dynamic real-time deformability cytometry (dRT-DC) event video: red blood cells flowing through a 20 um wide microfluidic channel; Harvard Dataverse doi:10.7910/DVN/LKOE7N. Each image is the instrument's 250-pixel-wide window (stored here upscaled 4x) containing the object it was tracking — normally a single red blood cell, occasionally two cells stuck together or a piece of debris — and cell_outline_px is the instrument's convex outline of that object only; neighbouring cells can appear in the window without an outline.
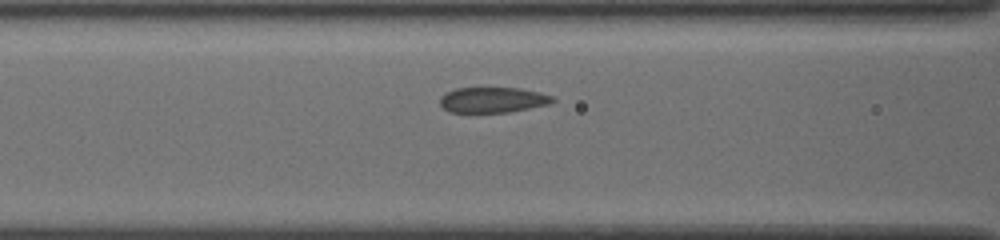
{"species": "common noctule bat (a hibernating species)", "species_latin": "Nyctalus noctula", "temperature_condition": "cold", "stored_images_in_passage": 13, "camera_frame_rate_fps": 3000, "um_per_image_px": 0.085, "animal": {"sex": "female", "body_mass_g": 19.5, "forearm_length_mm": 54.1}, "frame": {"image": 1, "passage_image": 11, "time_ms": 3.333, "image_size_px": [1000, 240], "cell_outline_px": [[556, 100], [552, 104], [508, 112], [448, 112], [440, 104], [440, 96], [444, 92], [456, 88], [520, 88], [540, 92], [552, 96]], "centroid_in_image_um": [41.89, 8.49], "position_along_channel_um": 124.7, "area_um2": 16.88}}